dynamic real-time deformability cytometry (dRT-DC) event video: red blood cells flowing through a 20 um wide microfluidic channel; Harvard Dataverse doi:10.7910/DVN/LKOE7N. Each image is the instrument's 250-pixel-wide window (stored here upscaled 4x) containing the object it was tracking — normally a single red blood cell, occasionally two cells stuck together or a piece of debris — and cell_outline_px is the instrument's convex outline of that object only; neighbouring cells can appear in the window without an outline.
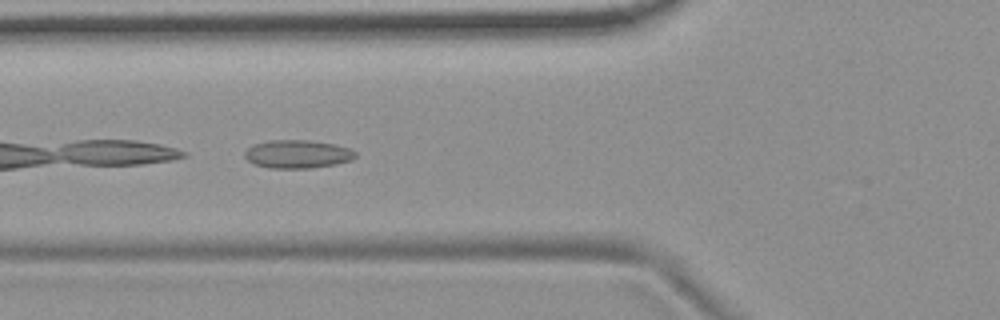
{"species": "common noctule bat (a hibernating species)", "species_latin": "Nyctalus noctula", "temperature_condition": "room temperature", "stored_images_in_passage": 6, "camera_frame_rate_fps": 3000, "um_per_image_px": 0.085, "animal": {"sex": "female", "body_mass_g": 19.9}, "frame": {"image": 1, "passage_image": 5, "time_ms": 5.667, "image_size_px": [1000, 320], "cell_outline_px": [[356, 156], [352, 160], [336, 164], [308, 168], [268, 168], [252, 164], [244, 156], [244, 152], [252, 144], [268, 140], [308, 140], [336, 144], [348, 148], [356, 152]], "centroid_in_image_um": [25.26, 13.09], "position_along_channel_um": 100.5, "area_um2": 18.38}}
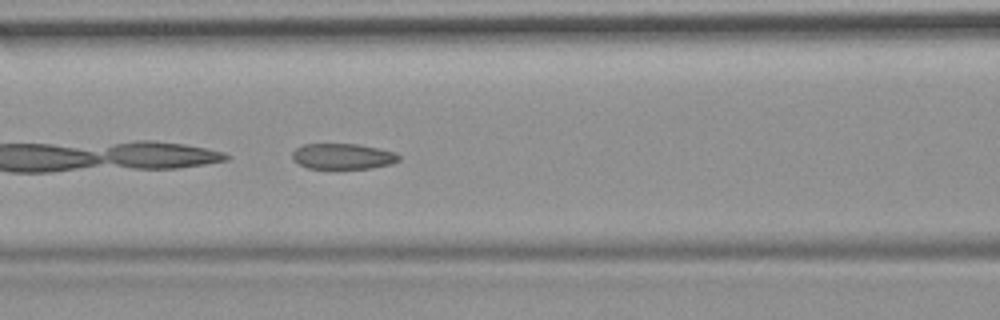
{"frame": {"image": 2, "passage_image": 6, "time_ms": 6.667, "image_size_px": [1000, 320], "cell_outline_px": [[400, 160], [388, 164], [372, 168], [308, 168], [296, 164], [292, 160], [292, 152], [296, 148], [304, 144], [356, 144], [396, 152], [400, 156]], "centroid_in_image_um": [29.09, 13.29], "position_along_channel_um": 137.5, "area_um2": 15.9}}